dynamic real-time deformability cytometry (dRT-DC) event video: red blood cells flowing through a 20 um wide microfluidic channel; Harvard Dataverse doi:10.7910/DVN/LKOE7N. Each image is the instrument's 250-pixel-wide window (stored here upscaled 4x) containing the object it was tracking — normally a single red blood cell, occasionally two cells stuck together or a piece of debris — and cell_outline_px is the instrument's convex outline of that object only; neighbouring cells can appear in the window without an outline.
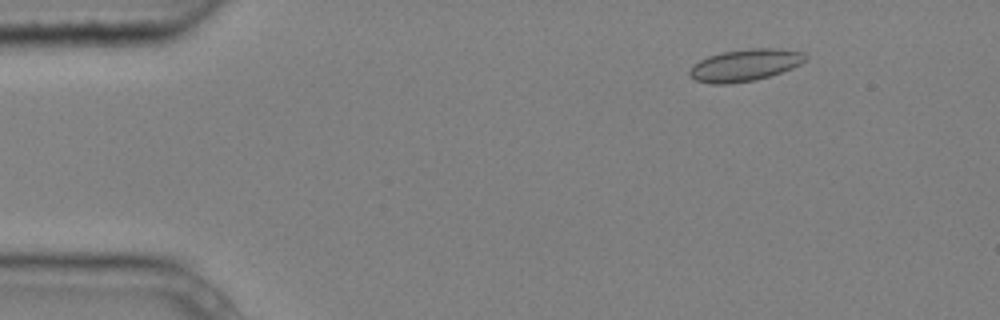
{"species": "common noctule bat (a hibernating species)", "species_latin": "Nyctalus noctula", "temperature_condition": "cold", "stored_images_in_passage": 7, "camera_frame_rate_fps": 3000, "um_per_image_px": 0.085, "animal": {"sex": "male", "body_mass_g": 20.4}, "frame": {"image": 1, "passage_image": 2, "time_ms": 0.333, "image_size_px": [1000, 320], "cell_outline_px": [[808, 56], [800, 64], [792, 68], [768, 76], [752, 80], [728, 84], [712, 84], [696, 80], [688, 72], [700, 60], [708, 56], [724, 52], [752, 48], [776, 48], [804, 52]], "centroid_in_image_um": [63.35, 5.53], "position_along_channel_um": 21.7, "area_um2": 21.15}}
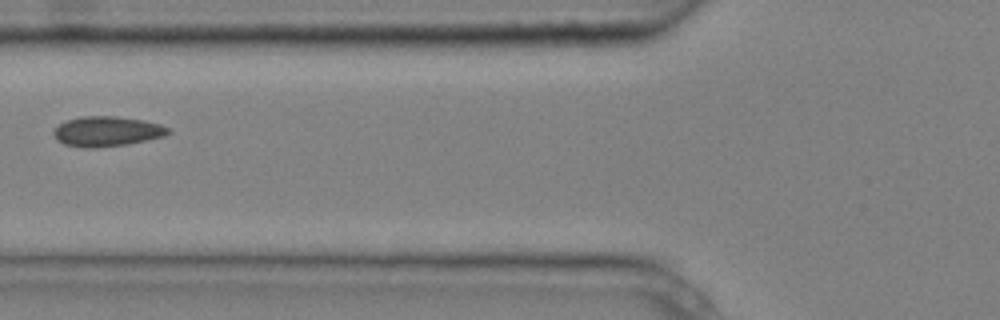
{"frame": {"image": 2, "passage_image": 6, "time_ms": 1.667, "image_size_px": [1000, 320], "cell_outline_px": [[172, 132], [164, 136], [128, 144], [96, 148], [84, 148], [64, 144], [56, 140], [52, 132], [60, 124], [68, 120], [80, 116], [116, 116], [144, 120], [160, 124], [168, 128]], "centroid_in_image_um": [9.08, 11.17], "position_along_channel_um": 116.7, "area_um2": 20.11}}
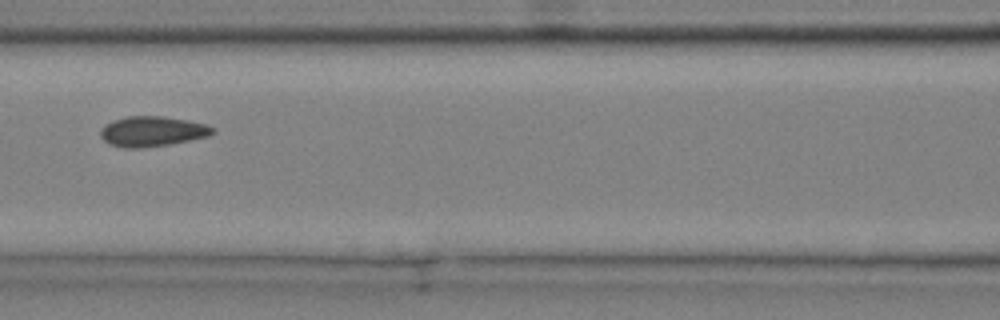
{"frame": {"image": 3, "passage_image": 7, "time_ms": 2.0, "image_size_px": [1000, 320], "cell_outline_px": [[216, 132], [208, 136], [168, 144], [140, 148], [124, 148], [108, 144], [100, 136], [100, 132], [112, 120], [128, 116], [164, 116], [188, 120], [204, 124], [216, 128]], "centroid_in_image_um": [12.95, 11.16], "position_along_channel_um": 153.6, "area_um2": 19.59}}